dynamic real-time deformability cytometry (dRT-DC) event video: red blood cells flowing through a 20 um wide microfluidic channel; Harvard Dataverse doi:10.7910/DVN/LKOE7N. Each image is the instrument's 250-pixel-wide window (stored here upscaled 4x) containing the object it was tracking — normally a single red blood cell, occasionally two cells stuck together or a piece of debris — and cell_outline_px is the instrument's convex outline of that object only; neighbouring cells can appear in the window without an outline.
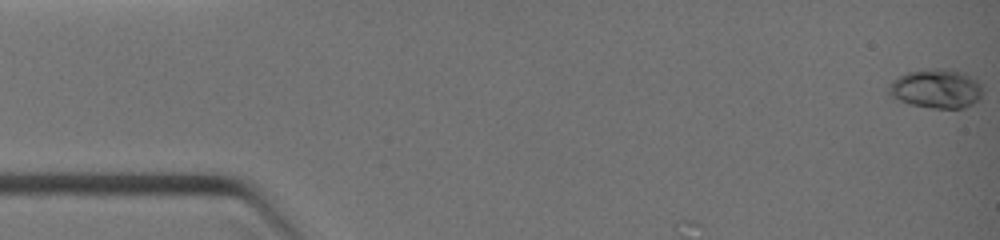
{"species": "common noctule bat (a hibernating species)", "species_latin": "Nyctalus noctula", "temperature_condition": "warm", "stored_images_in_passage": 7, "camera_frame_rate_fps": 3000, "um_per_image_px": 0.085, "animal": {"sex": "female", "body_mass_g": 19.0, "forearm_length_mm": 51.5}, "frame": {"image": 1, "passage_image": 1, "time_ms": 0.0, "image_size_px": [1000, 240], "cell_outline_px": [[980, 100], [964, 108], [932, 108], [912, 104], [900, 100], [892, 96], [888, 92], [888, 84], [892, 80], [908, 72], [924, 68], [948, 68], [964, 72], [972, 76], [980, 84]], "centroid_in_image_um": [79.58, 7.51], "position_along_channel_um": 5.4, "area_um2": 21.5}}
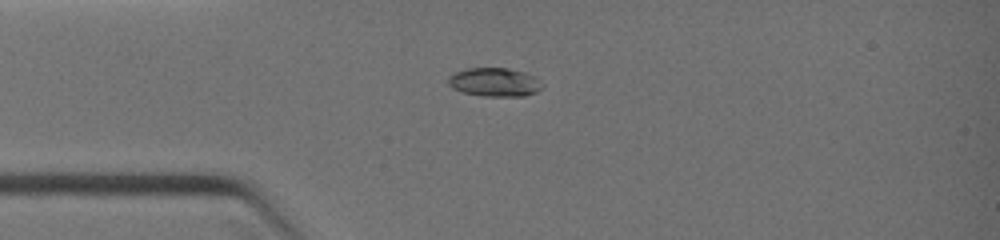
{"frame": {"image": 2, "passage_image": 5, "time_ms": 3.0, "image_size_px": [1000, 240], "cell_outline_px": [[544, 84], [536, 92], [524, 96], [484, 96], [464, 92], [452, 88], [448, 84], [448, 76], [456, 72], [468, 68], [508, 68], [524, 72], [536, 76]], "centroid_in_image_um": [42.06, 6.98], "position_along_channel_um": 42.9, "area_um2": 15.72}}
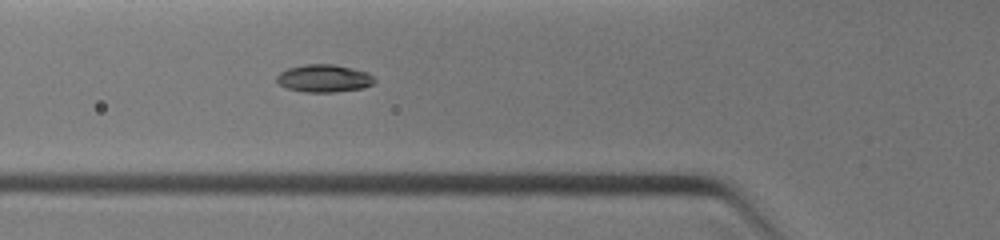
{"frame": {"image": 3, "passage_image": 7, "time_ms": 4.333, "image_size_px": [1000, 240], "cell_outline_px": [[376, 80], [372, 84], [364, 88], [332, 92], [304, 92], [288, 88], [280, 84], [276, 80], [276, 76], [280, 72], [288, 68], [304, 64], [336, 64], [368, 72]], "centroid_in_image_um": [27.55, 6.65], "position_along_channel_um": 98.3, "area_um2": 15.78}}